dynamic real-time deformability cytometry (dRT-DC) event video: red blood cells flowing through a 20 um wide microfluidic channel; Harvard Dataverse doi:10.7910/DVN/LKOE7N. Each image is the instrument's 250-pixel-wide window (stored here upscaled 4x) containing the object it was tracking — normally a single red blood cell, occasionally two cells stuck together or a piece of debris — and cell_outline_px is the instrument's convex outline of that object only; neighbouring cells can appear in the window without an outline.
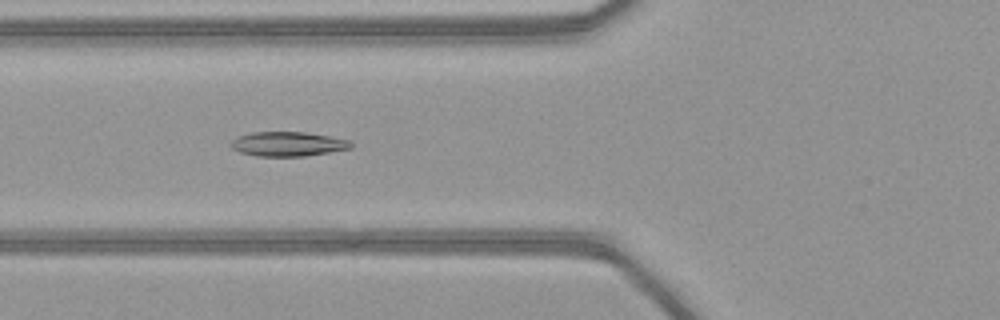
{"species": "common noctule bat (a hibernating species)", "species_latin": "Nyctalus noctula", "temperature_condition": "warm", "stored_images_in_passage": 36, "camera_frame_rate_fps": 3000, "um_per_image_px": 0.085, "animal": {"sex": "female", "body_mass_g": 21.9}, "frame": {"image": 1, "passage_image": 10, "time_ms": 3.0, "image_size_px": [1000, 320], "cell_outline_px": [[352, 148], [304, 156], [256, 156], [240, 152], [232, 148], [228, 144], [232, 140], [240, 136], [252, 132], [304, 132], [352, 140]], "centroid_in_image_um": [24.47, 12.24], "position_along_channel_um": 101.3, "area_um2": 17.05}}
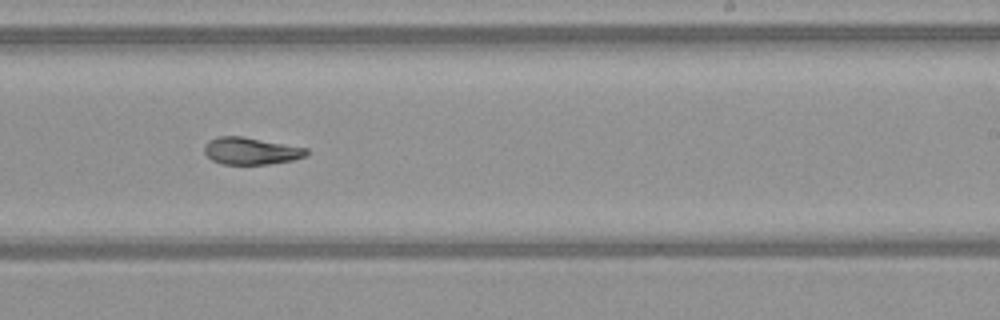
{"frame": {"image": 2, "passage_image": 22, "time_ms": 7.0, "image_size_px": [1000, 320], "cell_outline_px": [[308, 156], [292, 160], [268, 164], [224, 164], [212, 160], [204, 152], [204, 144], [208, 140], [216, 136], [244, 136], [308, 148]], "centroid_in_image_um": [21.33, 12.82], "position_along_channel_um": 267.7, "area_um2": 16.3}}
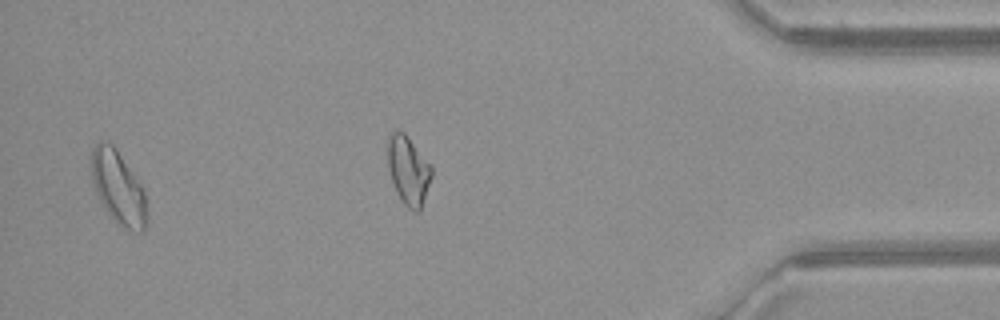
{"frame": {"image": 3, "passage_image": 34, "time_ms": 11.0, "image_size_px": [1000, 320], "cell_outline_px": [[148, 220], [144, 232], [132, 232], [120, 228], [104, 208], [96, 192], [92, 180], [92, 148], [100, 140], [108, 140], [116, 148], [140, 184], [144, 192]], "centroid_in_image_um": [10.06, 16.0], "position_along_channel_um": 425.1, "area_um2": 23.81}, "authors_computed_cell_mechanics": {"area_um2": 17.2822, "velocity_mm_per_s": 4.1453, "shape_relaxation_time_tau1_ms": 11.2578, "shape_relaxation_time_tau2_ms": 7.84, "deformation_change_tau1": 0.2485, "deformation_change_tau2": 0.1411}}